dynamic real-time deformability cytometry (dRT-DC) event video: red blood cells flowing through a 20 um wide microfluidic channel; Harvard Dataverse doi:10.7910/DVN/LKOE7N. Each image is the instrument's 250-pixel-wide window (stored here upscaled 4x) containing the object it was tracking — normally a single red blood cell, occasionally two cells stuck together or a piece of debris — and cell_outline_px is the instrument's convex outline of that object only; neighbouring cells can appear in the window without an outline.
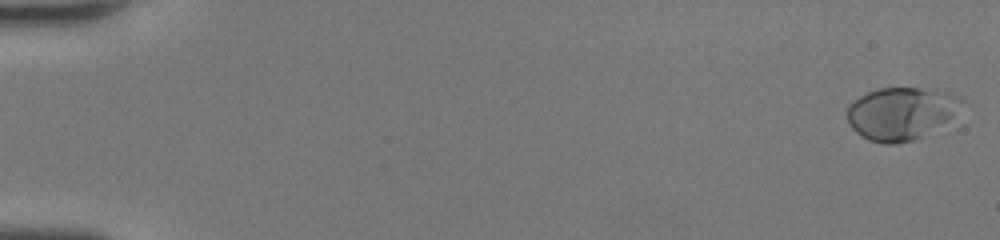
{"species": "human", "species_latin": "Homo sapiens", "temperature_condition": "room temperature", "stored_images_in_passage": 40, "camera_frame_rate_fps": 3000, "um_per_image_px": 0.085, "donor": {"sex": "female"}, "frame": {"image": 1, "passage_image": 1, "time_ms": 0.0, "image_size_px": [1000, 240], "cell_outline_px": [[972, 104], [952, 120], [924, 136], [912, 140], [896, 144], [884, 144], [868, 140], [860, 136], [848, 124], [848, 104], [860, 96], [876, 88], [920, 88], [948, 92], [968, 100]], "centroid_in_image_um": [76.73, 9.64], "position_along_channel_um": 8.3, "area_um2": 36.3}}
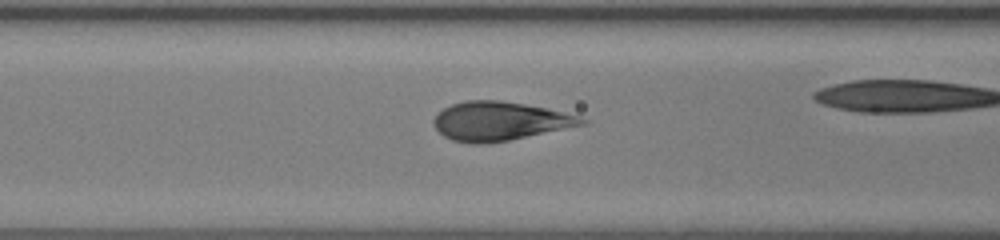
{"frame": {"image": 2, "passage_image": 22, "time_ms": 7.0, "image_size_px": [1000, 240], "cell_outline_px": [[588, 124], [508, 140], [484, 144], [468, 144], [452, 140], [444, 136], [432, 124], [432, 120], [444, 108], [452, 104], [464, 100], [500, 100], [524, 104], [544, 108], [580, 116], [588, 120]], "centroid_in_image_um": [42.46, 10.3], "position_along_channel_um": 124.1, "area_um2": 33.41}}
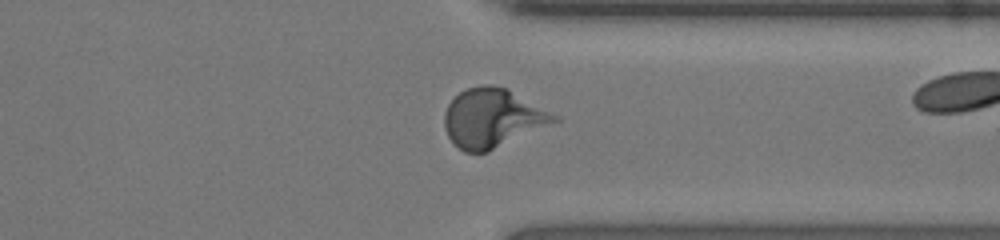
{"frame": {"image": 3, "passage_image": 39, "time_ms": 12.667, "image_size_px": [1000, 240], "cell_outline_px": [[560, 120], [488, 152], [464, 152], [452, 144], [448, 136], [444, 124], [444, 112], [448, 104], [460, 92], [468, 88], [484, 84], [492, 84], [508, 88], [560, 116]], "centroid_in_image_um": [41.87, 10.03], "position_along_channel_um": 369.5, "area_um2": 37.86}}